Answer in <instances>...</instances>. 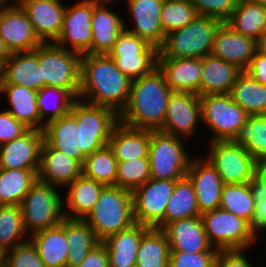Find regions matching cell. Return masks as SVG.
I'll return each mask as SVG.
<instances>
[{"label": "cell", "mask_w": 266, "mask_h": 267, "mask_svg": "<svg viewBox=\"0 0 266 267\" xmlns=\"http://www.w3.org/2000/svg\"><path fill=\"white\" fill-rule=\"evenodd\" d=\"M259 169L266 174V158L259 163Z\"/></svg>", "instance_id": "be15d7a7"}, {"label": "cell", "mask_w": 266, "mask_h": 267, "mask_svg": "<svg viewBox=\"0 0 266 267\" xmlns=\"http://www.w3.org/2000/svg\"><path fill=\"white\" fill-rule=\"evenodd\" d=\"M6 260V251L3 248H0V267L5 266Z\"/></svg>", "instance_id": "94428289"}, {"label": "cell", "mask_w": 266, "mask_h": 267, "mask_svg": "<svg viewBox=\"0 0 266 267\" xmlns=\"http://www.w3.org/2000/svg\"><path fill=\"white\" fill-rule=\"evenodd\" d=\"M44 141L65 155L84 163L86 156L81 151L80 125L76 116L70 111L60 119L44 126Z\"/></svg>", "instance_id": "4316f807"}, {"label": "cell", "mask_w": 266, "mask_h": 267, "mask_svg": "<svg viewBox=\"0 0 266 267\" xmlns=\"http://www.w3.org/2000/svg\"><path fill=\"white\" fill-rule=\"evenodd\" d=\"M245 72L259 83L266 85V55L256 52Z\"/></svg>", "instance_id": "11a10c76"}, {"label": "cell", "mask_w": 266, "mask_h": 267, "mask_svg": "<svg viewBox=\"0 0 266 267\" xmlns=\"http://www.w3.org/2000/svg\"><path fill=\"white\" fill-rule=\"evenodd\" d=\"M232 141L244 146L260 163L266 158V114L248 116Z\"/></svg>", "instance_id": "60d3db41"}, {"label": "cell", "mask_w": 266, "mask_h": 267, "mask_svg": "<svg viewBox=\"0 0 266 267\" xmlns=\"http://www.w3.org/2000/svg\"><path fill=\"white\" fill-rule=\"evenodd\" d=\"M118 161L111 148L106 145L86 156L82 174L104 185H115Z\"/></svg>", "instance_id": "b9f144b4"}, {"label": "cell", "mask_w": 266, "mask_h": 267, "mask_svg": "<svg viewBox=\"0 0 266 267\" xmlns=\"http://www.w3.org/2000/svg\"><path fill=\"white\" fill-rule=\"evenodd\" d=\"M5 267H45L36 246L29 239L6 251Z\"/></svg>", "instance_id": "7dc6e473"}, {"label": "cell", "mask_w": 266, "mask_h": 267, "mask_svg": "<svg viewBox=\"0 0 266 267\" xmlns=\"http://www.w3.org/2000/svg\"><path fill=\"white\" fill-rule=\"evenodd\" d=\"M256 52V40L237 33L223 22L216 32L211 54L245 71Z\"/></svg>", "instance_id": "7402d4cb"}, {"label": "cell", "mask_w": 266, "mask_h": 267, "mask_svg": "<svg viewBox=\"0 0 266 267\" xmlns=\"http://www.w3.org/2000/svg\"><path fill=\"white\" fill-rule=\"evenodd\" d=\"M112 6V9H111ZM113 4L94 2L92 14V55H107L118 35L124 30V18L113 9Z\"/></svg>", "instance_id": "cb8c5ba5"}, {"label": "cell", "mask_w": 266, "mask_h": 267, "mask_svg": "<svg viewBox=\"0 0 266 267\" xmlns=\"http://www.w3.org/2000/svg\"><path fill=\"white\" fill-rule=\"evenodd\" d=\"M162 230L167 236L170 251H219L209 242L201 216L173 221Z\"/></svg>", "instance_id": "603a6c76"}, {"label": "cell", "mask_w": 266, "mask_h": 267, "mask_svg": "<svg viewBox=\"0 0 266 267\" xmlns=\"http://www.w3.org/2000/svg\"><path fill=\"white\" fill-rule=\"evenodd\" d=\"M190 0H164L161 8V25L166 34L190 24L197 16Z\"/></svg>", "instance_id": "f6af8a7d"}, {"label": "cell", "mask_w": 266, "mask_h": 267, "mask_svg": "<svg viewBox=\"0 0 266 267\" xmlns=\"http://www.w3.org/2000/svg\"><path fill=\"white\" fill-rule=\"evenodd\" d=\"M266 6V0H251Z\"/></svg>", "instance_id": "e7e4bbea"}, {"label": "cell", "mask_w": 266, "mask_h": 267, "mask_svg": "<svg viewBox=\"0 0 266 267\" xmlns=\"http://www.w3.org/2000/svg\"><path fill=\"white\" fill-rule=\"evenodd\" d=\"M196 7V10L201 16L215 17L223 22H226L233 10L235 9L238 0H190Z\"/></svg>", "instance_id": "681fc988"}, {"label": "cell", "mask_w": 266, "mask_h": 267, "mask_svg": "<svg viewBox=\"0 0 266 267\" xmlns=\"http://www.w3.org/2000/svg\"><path fill=\"white\" fill-rule=\"evenodd\" d=\"M37 180L20 204L24 226L29 236L59 225L64 216L63 191Z\"/></svg>", "instance_id": "5b68a950"}, {"label": "cell", "mask_w": 266, "mask_h": 267, "mask_svg": "<svg viewBox=\"0 0 266 267\" xmlns=\"http://www.w3.org/2000/svg\"><path fill=\"white\" fill-rule=\"evenodd\" d=\"M93 8L91 0L66 4L62 30L54 44L81 55L91 54Z\"/></svg>", "instance_id": "9a60e30c"}, {"label": "cell", "mask_w": 266, "mask_h": 267, "mask_svg": "<svg viewBox=\"0 0 266 267\" xmlns=\"http://www.w3.org/2000/svg\"><path fill=\"white\" fill-rule=\"evenodd\" d=\"M209 242L218 250L253 249L259 242L243 218L221 208L201 214Z\"/></svg>", "instance_id": "ba28073f"}, {"label": "cell", "mask_w": 266, "mask_h": 267, "mask_svg": "<svg viewBox=\"0 0 266 267\" xmlns=\"http://www.w3.org/2000/svg\"><path fill=\"white\" fill-rule=\"evenodd\" d=\"M107 55L130 80L148 75L157 68L158 49L126 29L118 35Z\"/></svg>", "instance_id": "8fae6325"}, {"label": "cell", "mask_w": 266, "mask_h": 267, "mask_svg": "<svg viewBox=\"0 0 266 267\" xmlns=\"http://www.w3.org/2000/svg\"><path fill=\"white\" fill-rule=\"evenodd\" d=\"M29 239L36 246L45 267H67L66 217L59 225L36 232Z\"/></svg>", "instance_id": "d6a6232c"}, {"label": "cell", "mask_w": 266, "mask_h": 267, "mask_svg": "<svg viewBox=\"0 0 266 267\" xmlns=\"http://www.w3.org/2000/svg\"><path fill=\"white\" fill-rule=\"evenodd\" d=\"M251 249L219 250L216 267H256L247 255ZM247 253V254H246Z\"/></svg>", "instance_id": "816d5d0a"}, {"label": "cell", "mask_w": 266, "mask_h": 267, "mask_svg": "<svg viewBox=\"0 0 266 267\" xmlns=\"http://www.w3.org/2000/svg\"><path fill=\"white\" fill-rule=\"evenodd\" d=\"M84 220L100 242L129 228L135 223L132 192L115 185L105 186Z\"/></svg>", "instance_id": "3957f363"}, {"label": "cell", "mask_w": 266, "mask_h": 267, "mask_svg": "<svg viewBox=\"0 0 266 267\" xmlns=\"http://www.w3.org/2000/svg\"><path fill=\"white\" fill-rule=\"evenodd\" d=\"M105 186L81 174L63 190L64 216L84 219L93 209Z\"/></svg>", "instance_id": "83f0119b"}, {"label": "cell", "mask_w": 266, "mask_h": 267, "mask_svg": "<svg viewBox=\"0 0 266 267\" xmlns=\"http://www.w3.org/2000/svg\"><path fill=\"white\" fill-rule=\"evenodd\" d=\"M0 38L11 54L32 51L42 44L21 6L0 10Z\"/></svg>", "instance_id": "ffe728a7"}, {"label": "cell", "mask_w": 266, "mask_h": 267, "mask_svg": "<svg viewBox=\"0 0 266 267\" xmlns=\"http://www.w3.org/2000/svg\"><path fill=\"white\" fill-rule=\"evenodd\" d=\"M222 20L198 15L187 26L165 36L157 58H202L211 54Z\"/></svg>", "instance_id": "277c9868"}, {"label": "cell", "mask_w": 266, "mask_h": 267, "mask_svg": "<svg viewBox=\"0 0 266 267\" xmlns=\"http://www.w3.org/2000/svg\"><path fill=\"white\" fill-rule=\"evenodd\" d=\"M230 95L249 116L266 114V85L245 71L238 75Z\"/></svg>", "instance_id": "e575fe53"}, {"label": "cell", "mask_w": 266, "mask_h": 267, "mask_svg": "<svg viewBox=\"0 0 266 267\" xmlns=\"http://www.w3.org/2000/svg\"><path fill=\"white\" fill-rule=\"evenodd\" d=\"M75 267H109L108 252L105 245L100 242L86 256V258Z\"/></svg>", "instance_id": "db71d44e"}, {"label": "cell", "mask_w": 266, "mask_h": 267, "mask_svg": "<svg viewBox=\"0 0 266 267\" xmlns=\"http://www.w3.org/2000/svg\"><path fill=\"white\" fill-rule=\"evenodd\" d=\"M170 245L162 229L150 227L142 236L136 267H168Z\"/></svg>", "instance_id": "74e56055"}, {"label": "cell", "mask_w": 266, "mask_h": 267, "mask_svg": "<svg viewBox=\"0 0 266 267\" xmlns=\"http://www.w3.org/2000/svg\"><path fill=\"white\" fill-rule=\"evenodd\" d=\"M176 182L150 178L132 191L135 223L163 229L166 205L172 196Z\"/></svg>", "instance_id": "4fadbf2b"}, {"label": "cell", "mask_w": 266, "mask_h": 267, "mask_svg": "<svg viewBox=\"0 0 266 267\" xmlns=\"http://www.w3.org/2000/svg\"><path fill=\"white\" fill-rule=\"evenodd\" d=\"M66 238L69 249L67 267L79 265L100 243L93 229L84 219L66 218Z\"/></svg>", "instance_id": "d590c367"}, {"label": "cell", "mask_w": 266, "mask_h": 267, "mask_svg": "<svg viewBox=\"0 0 266 267\" xmlns=\"http://www.w3.org/2000/svg\"><path fill=\"white\" fill-rule=\"evenodd\" d=\"M226 23L237 33L257 40L266 30V6L251 0H238Z\"/></svg>", "instance_id": "836d02e7"}, {"label": "cell", "mask_w": 266, "mask_h": 267, "mask_svg": "<svg viewBox=\"0 0 266 267\" xmlns=\"http://www.w3.org/2000/svg\"><path fill=\"white\" fill-rule=\"evenodd\" d=\"M219 251L189 253L170 251L168 267H216V257Z\"/></svg>", "instance_id": "c3c4849f"}, {"label": "cell", "mask_w": 266, "mask_h": 267, "mask_svg": "<svg viewBox=\"0 0 266 267\" xmlns=\"http://www.w3.org/2000/svg\"><path fill=\"white\" fill-rule=\"evenodd\" d=\"M81 54L54 43L39 46V68L45 86L68 90L76 99L79 97Z\"/></svg>", "instance_id": "52a82bcc"}, {"label": "cell", "mask_w": 266, "mask_h": 267, "mask_svg": "<svg viewBox=\"0 0 266 267\" xmlns=\"http://www.w3.org/2000/svg\"><path fill=\"white\" fill-rule=\"evenodd\" d=\"M82 174V164L43 141L37 180L64 190Z\"/></svg>", "instance_id": "44dd1931"}, {"label": "cell", "mask_w": 266, "mask_h": 267, "mask_svg": "<svg viewBox=\"0 0 266 267\" xmlns=\"http://www.w3.org/2000/svg\"><path fill=\"white\" fill-rule=\"evenodd\" d=\"M206 146L208 150L203 155L216 168L224 184L248 183L259 169V162L250 152L232 140L212 141Z\"/></svg>", "instance_id": "7c38bea8"}, {"label": "cell", "mask_w": 266, "mask_h": 267, "mask_svg": "<svg viewBox=\"0 0 266 267\" xmlns=\"http://www.w3.org/2000/svg\"><path fill=\"white\" fill-rule=\"evenodd\" d=\"M131 81L108 55L83 54L78 99L120 115L129 100Z\"/></svg>", "instance_id": "6da1fadb"}, {"label": "cell", "mask_w": 266, "mask_h": 267, "mask_svg": "<svg viewBox=\"0 0 266 267\" xmlns=\"http://www.w3.org/2000/svg\"><path fill=\"white\" fill-rule=\"evenodd\" d=\"M253 197L266 196V174L258 169L248 182Z\"/></svg>", "instance_id": "9f6ffc18"}, {"label": "cell", "mask_w": 266, "mask_h": 267, "mask_svg": "<svg viewBox=\"0 0 266 267\" xmlns=\"http://www.w3.org/2000/svg\"><path fill=\"white\" fill-rule=\"evenodd\" d=\"M29 238L20 206L0 205V248L8 251Z\"/></svg>", "instance_id": "7bdbcfd3"}, {"label": "cell", "mask_w": 266, "mask_h": 267, "mask_svg": "<svg viewBox=\"0 0 266 267\" xmlns=\"http://www.w3.org/2000/svg\"><path fill=\"white\" fill-rule=\"evenodd\" d=\"M172 92L158 67L150 74L132 80L129 100L119 121L131 128L160 130Z\"/></svg>", "instance_id": "7a4b0ae2"}, {"label": "cell", "mask_w": 266, "mask_h": 267, "mask_svg": "<svg viewBox=\"0 0 266 267\" xmlns=\"http://www.w3.org/2000/svg\"><path fill=\"white\" fill-rule=\"evenodd\" d=\"M0 84H16L39 91L45 86L39 68V46L32 51L12 53L0 68Z\"/></svg>", "instance_id": "d4e9b609"}, {"label": "cell", "mask_w": 266, "mask_h": 267, "mask_svg": "<svg viewBox=\"0 0 266 267\" xmlns=\"http://www.w3.org/2000/svg\"><path fill=\"white\" fill-rule=\"evenodd\" d=\"M11 53L6 47L3 40L0 38V68L3 66V64L8 60Z\"/></svg>", "instance_id": "6f0895ef"}, {"label": "cell", "mask_w": 266, "mask_h": 267, "mask_svg": "<svg viewBox=\"0 0 266 267\" xmlns=\"http://www.w3.org/2000/svg\"><path fill=\"white\" fill-rule=\"evenodd\" d=\"M63 2L64 0H22L21 7L42 43H54L60 35L66 9V3Z\"/></svg>", "instance_id": "ac0fdd59"}, {"label": "cell", "mask_w": 266, "mask_h": 267, "mask_svg": "<svg viewBox=\"0 0 266 267\" xmlns=\"http://www.w3.org/2000/svg\"><path fill=\"white\" fill-rule=\"evenodd\" d=\"M76 98L66 89L54 86H44L37 91L36 102L40 119L44 126L54 120L60 119L71 111Z\"/></svg>", "instance_id": "ab89813d"}, {"label": "cell", "mask_w": 266, "mask_h": 267, "mask_svg": "<svg viewBox=\"0 0 266 267\" xmlns=\"http://www.w3.org/2000/svg\"><path fill=\"white\" fill-rule=\"evenodd\" d=\"M185 140L160 130H150L151 178L177 181L186 176L192 156L196 154H191L193 150L189 152Z\"/></svg>", "instance_id": "8992f818"}, {"label": "cell", "mask_w": 266, "mask_h": 267, "mask_svg": "<svg viewBox=\"0 0 266 267\" xmlns=\"http://www.w3.org/2000/svg\"><path fill=\"white\" fill-rule=\"evenodd\" d=\"M37 172L38 170L0 169V205L20 206L37 181Z\"/></svg>", "instance_id": "8d00e7d4"}, {"label": "cell", "mask_w": 266, "mask_h": 267, "mask_svg": "<svg viewBox=\"0 0 266 267\" xmlns=\"http://www.w3.org/2000/svg\"><path fill=\"white\" fill-rule=\"evenodd\" d=\"M157 67L173 92L200 96L202 58H157Z\"/></svg>", "instance_id": "484cf974"}, {"label": "cell", "mask_w": 266, "mask_h": 267, "mask_svg": "<svg viewBox=\"0 0 266 267\" xmlns=\"http://www.w3.org/2000/svg\"><path fill=\"white\" fill-rule=\"evenodd\" d=\"M201 155H193L186 176L193 184L198 210L203 214L220 208L224 183L216 168L203 153Z\"/></svg>", "instance_id": "e0dca14e"}, {"label": "cell", "mask_w": 266, "mask_h": 267, "mask_svg": "<svg viewBox=\"0 0 266 267\" xmlns=\"http://www.w3.org/2000/svg\"><path fill=\"white\" fill-rule=\"evenodd\" d=\"M257 52L266 55V30L256 40Z\"/></svg>", "instance_id": "680465c9"}, {"label": "cell", "mask_w": 266, "mask_h": 267, "mask_svg": "<svg viewBox=\"0 0 266 267\" xmlns=\"http://www.w3.org/2000/svg\"><path fill=\"white\" fill-rule=\"evenodd\" d=\"M43 130L29 129L24 135L0 145V169L38 170Z\"/></svg>", "instance_id": "d6986e66"}, {"label": "cell", "mask_w": 266, "mask_h": 267, "mask_svg": "<svg viewBox=\"0 0 266 267\" xmlns=\"http://www.w3.org/2000/svg\"><path fill=\"white\" fill-rule=\"evenodd\" d=\"M94 1L96 3H105V4H114L115 2L119 1V0H91ZM125 0H122V2Z\"/></svg>", "instance_id": "6125c7cd"}, {"label": "cell", "mask_w": 266, "mask_h": 267, "mask_svg": "<svg viewBox=\"0 0 266 267\" xmlns=\"http://www.w3.org/2000/svg\"><path fill=\"white\" fill-rule=\"evenodd\" d=\"M5 97L7 111L30 129L43 130L36 102L37 91L16 84H0V98Z\"/></svg>", "instance_id": "f546056e"}, {"label": "cell", "mask_w": 266, "mask_h": 267, "mask_svg": "<svg viewBox=\"0 0 266 267\" xmlns=\"http://www.w3.org/2000/svg\"><path fill=\"white\" fill-rule=\"evenodd\" d=\"M241 72L242 70L236 65L212 54L202 57L200 97L210 94L230 93Z\"/></svg>", "instance_id": "4dcf8cb0"}, {"label": "cell", "mask_w": 266, "mask_h": 267, "mask_svg": "<svg viewBox=\"0 0 266 267\" xmlns=\"http://www.w3.org/2000/svg\"><path fill=\"white\" fill-rule=\"evenodd\" d=\"M150 130L131 128L119 122L113 129L108 146L117 161L149 157Z\"/></svg>", "instance_id": "1f68e13d"}, {"label": "cell", "mask_w": 266, "mask_h": 267, "mask_svg": "<svg viewBox=\"0 0 266 267\" xmlns=\"http://www.w3.org/2000/svg\"><path fill=\"white\" fill-rule=\"evenodd\" d=\"M80 125L81 151L85 156L108 145L114 127L120 122L112 109L76 99L71 107Z\"/></svg>", "instance_id": "30bf717a"}, {"label": "cell", "mask_w": 266, "mask_h": 267, "mask_svg": "<svg viewBox=\"0 0 266 267\" xmlns=\"http://www.w3.org/2000/svg\"><path fill=\"white\" fill-rule=\"evenodd\" d=\"M149 228L134 223L102 241L108 252L109 267H136L137 251L143 234Z\"/></svg>", "instance_id": "f1b7e54d"}, {"label": "cell", "mask_w": 266, "mask_h": 267, "mask_svg": "<svg viewBox=\"0 0 266 267\" xmlns=\"http://www.w3.org/2000/svg\"><path fill=\"white\" fill-rule=\"evenodd\" d=\"M151 178L149 157L118 161L115 186L134 191Z\"/></svg>", "instance_id": "bcb514c9"}, {"label": "cell", "mask_w": 266, "mask_h": 267, "mask_svg": "<svg viewBox=\"0 0 266 267\" xmlns=\"http://www.w3.org/2000/svg\"><path fill=\"white\" fill-rule=\"evenodd\" d=\"M254 215L250 224V229L257 239L260 234H266V196L265 197H253Z\"/></svg>", "instance_id": "f5cc1de1"}, {"label": "cell", "mask_w": 266, "mask_h": 267, "mask_svg": "<svg viewBox=\"0 0 266 267\" xmlns=\"http://www.w3.org/2000/svg\"><path fill=\"white\" fill-rule=\"evenodd\" d=\"M202 125L211 136L208 142L233 140L248 114L232 99L230 93L201 96Z\"/></svg>", "instance_id": "9c48e42d"}, {"label": "cell", "mask_w": 266, "mask_h": 267, "mask_svg": "<svg viewBox=\"0 0 266 267\" xmlns=\"http://www.w3.org/2000/svg\"><path fill=\"white\" fill-rule=\"evenodd\" d=\"M163 2L164 0H125V10L130 18L124 19V29L159 49L165 40L160 17Z\"/></svg>", "instance_id": "2e32d148"}, {"label": "cell", "mask_w": 266, "mask_h": 267, "mask_svg": "<svg viewBox=\"0 0 266 267\" xmlns=\"http://www.w3.org/2000/svg\"><path fill=\"white\" fill-rule=\"evenodd\" d=\"M30 128L13 117L6 109L0 111V145L21 137Z\"/></svg>", "instance_id": "f907efd6"}, {"label": "cell", "mask_w": 266, "mask_h": 267, "mask_svg": "<svg viewBox=\"0 0 266 267\" xmlns=\"http://www.w3.org/2000/svg\"><path fill=\"white\" fill-rule=\"evenodd\" d=\"M22 0H0V10L20 7Z\"/></svg>", "instance_id": "91938a15"}, {"label": "cell", "mask_w": 266, "mask_h": 267, "mask_svg": "<svg viewBox=\"0 0 266 267\" xmlns=\"http://www.w3.org/2000/svg\"><path fill=\"white\" fill-rule=\"evenodd\" d=\"M254 199L248 183L224 184L220 208L251 224L254 215Z\"/></svg>", "instance_id": "ee69618b"}, {"label": "cell", "mask_w": 266, "mask_h": 267, "mask_svg": "<svg viewBox=\"0 0 266 267\" xmlns=\"http://www.w3.org/2000/svg\"><path fill=\"white\" fill-rule=\"evenodd\" d=\"M201 216L193 184L187 176L177 180L172 196L166 205L164 227L176 220Z\"/></svg>", "instance_id": "f35d334b"}, {"label": "cell", "mask_w": 266, "mask_h": 267, "mask_svg": "<svg viewBox=\"0 0 266 267\" xmlns=\"http://www.w3.org/2000/svg\"><path fill=\"white\" fill-rule=\"evenodd\" d=\"M200 126L203 127L200 96L191 92H172L160 131L189 141L196 137Z\"/></svg>", "instance_id": "5bb4252c"}]
</instances>
